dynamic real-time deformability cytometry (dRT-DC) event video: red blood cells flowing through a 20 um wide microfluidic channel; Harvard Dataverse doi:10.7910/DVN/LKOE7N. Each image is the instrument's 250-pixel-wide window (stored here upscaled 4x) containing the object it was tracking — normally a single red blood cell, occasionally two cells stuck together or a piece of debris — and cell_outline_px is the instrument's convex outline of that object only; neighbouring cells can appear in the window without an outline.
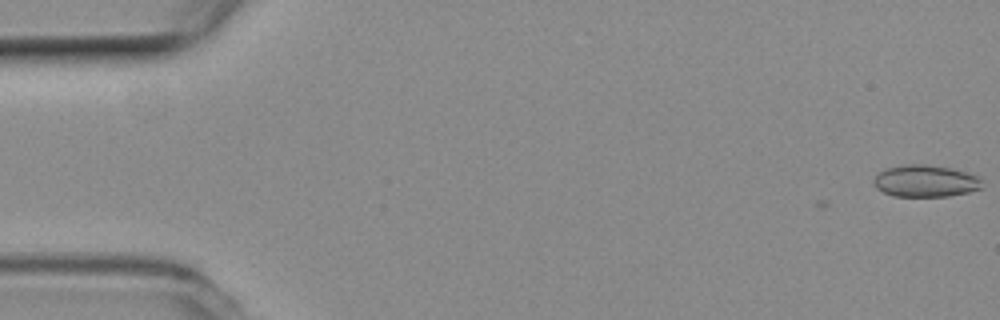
{"species": "common noctule bat (a hibernating species)", "species_latin": "Nyctalus noctula", "temperature_condition": "room temperature", "stored_images_in_passage": 4, "camera_frame_rate_fps": 3000, "um_per_image_px": 0.085, "animal": {"sex": "female", "body_mass_g": 19.3, "forearm_length_mm": 54.1}, "frame": {"image": 1, "passage_image": 1, "time_ms": 0.0, "image_size_px": [1000, 320], "cell_outline_px": [[984, 188], [968, 192], [948, 196], [892, 196], [876, 188], [872, 184], [872, 180], [884, 168], [904, 164], [924, 164], [952, 168], [968, 172], [980, 176]], "centroid_in_image_um": [78.68, 15.38], "position_along_channel_um": 6.3, "area_um2": 20.52}}